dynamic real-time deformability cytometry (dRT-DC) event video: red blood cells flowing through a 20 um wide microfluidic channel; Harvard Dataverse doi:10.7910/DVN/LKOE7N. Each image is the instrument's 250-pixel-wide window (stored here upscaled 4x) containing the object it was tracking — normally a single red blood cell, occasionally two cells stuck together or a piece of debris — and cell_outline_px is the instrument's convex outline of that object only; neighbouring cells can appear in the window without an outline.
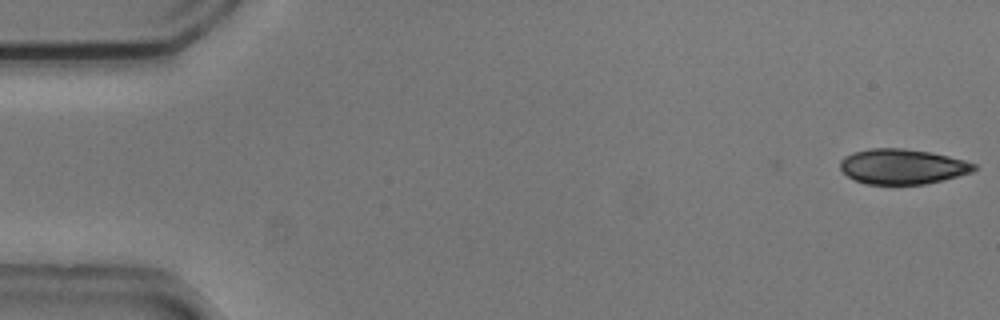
{"species": "common noctule bat (a hibernating species)", "species_latin": "Nyctalus noctula", "temperature_condition": "cold", "stored_images_in_passage": 54, "camera_frame_rate_fps": 3000, "um_per_image_px": 0.085, "animal": {"sex": "male", "body_mass_g": 20.5, "forearm_length_mm": 52.5}, "frame": {"image": 1, "passage_image": 1, "time_ms": 0.0, "image_size_px": [1000, 320], "cell_outline_px": [[976, 168], [972, 172], [944, 180], [924, 184], [864, 184], [848, 176], [840, 168], [840, 160], [844, 156], [852, 152], [872, 148], [904, 148], [932, 152], [964, 160], [976, 164]], "centroid_in_image_um": [76.7, 14.15], "position_along_channel_um": 8.3, "area_um2": 27.51}}
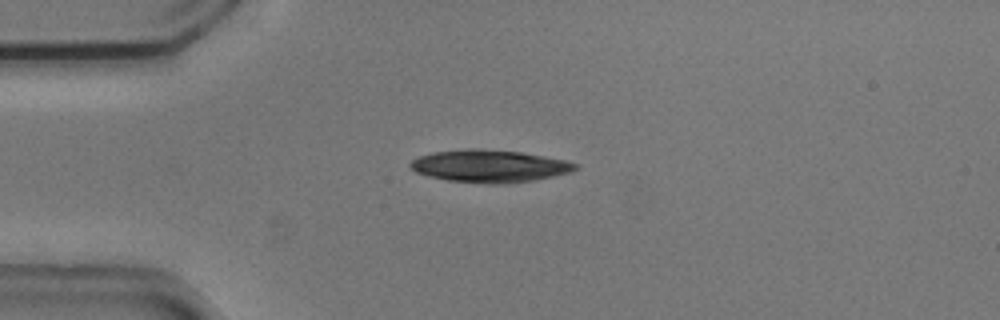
{"frame": {"image": 2, "passage_image": 13, "time_ms": 4.0, "image_size_px": [1000, 320], "cell_outline_px": [[580, 168], [572, 172], [536, 180], [504, 184], [488, 184], [448, 180], [428, 176], [416, 172], [408, 164], [412, 160], [420, 156], [432, 152], [468, 148], [480, 148], [520, 152], [544, 156], [564, 160], [580, 164]], "centroid_in_image_um": [41.65, 14.12], "position_along_channel_um": 43.4, "area_um2": 31.44}}